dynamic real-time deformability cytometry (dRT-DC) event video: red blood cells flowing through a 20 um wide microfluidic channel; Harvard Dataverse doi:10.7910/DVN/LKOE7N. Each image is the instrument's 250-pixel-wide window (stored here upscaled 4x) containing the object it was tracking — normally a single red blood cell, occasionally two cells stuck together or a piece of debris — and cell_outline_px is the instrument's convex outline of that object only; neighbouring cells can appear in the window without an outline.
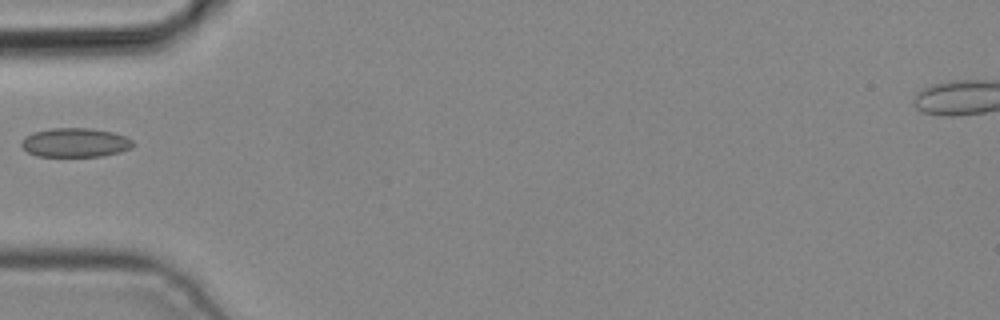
{"species": "common noctule bat (a hibernating species)", "species_latin": "Nyctalus noctula", "temperature_condition": "cold", "stored_images_in_passage": 1, "camera_frame_rate_fps": 3000, "um_per_image_px": 0.085, "animal": {"sex": "male", "body_mass_g": 19.2, "forearm_length_mm": 51.8}, "frame": {"image": 1, "passage_image": 1, "time_ms": 0.0, "image_size_px": [1000, 320], "cell_outline_px": [[132, 148], [120, 152], [100, 156], [36, 156], [28, 152], [20, 144], [20, 140], [24, 136], [32, 132], [52, 128], [88, 128], [112, 132], [124, 136], [132, 140]], "centroid_in_image_um": [6.34, 12.11], "position_along_channel_um": 78.7, "area_um2": 18.9}}